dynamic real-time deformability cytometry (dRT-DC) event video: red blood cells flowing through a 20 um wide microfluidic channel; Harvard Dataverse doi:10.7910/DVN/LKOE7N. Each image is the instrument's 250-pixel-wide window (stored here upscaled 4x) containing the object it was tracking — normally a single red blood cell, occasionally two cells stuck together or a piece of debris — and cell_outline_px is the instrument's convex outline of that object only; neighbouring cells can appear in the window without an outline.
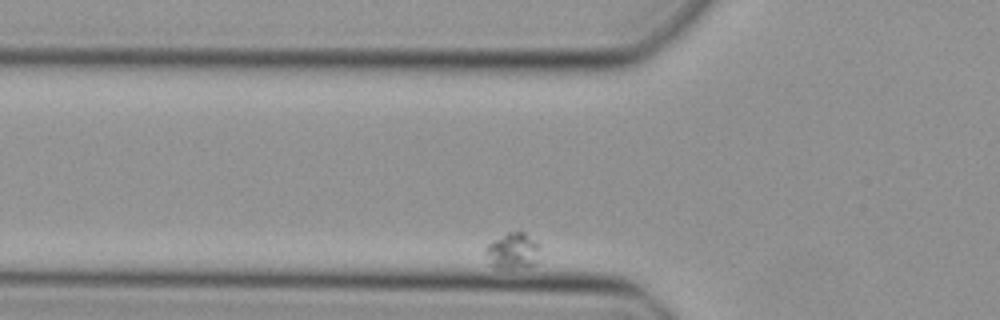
{"species": "Egyptian fruit bat (a non-hibernating species)", "species_latin": "Rousettus aegyptiacus", "temperature_condition": "cold", "stored_images_in_passage": 35, "camera_frame_rate_fps": 3000, "um_per_image_px": 0.085, "animal": {"sex": "female"}, "frame": {"image": 1, "passage_image": 4, "time_ms": 1.0, "image_size_px": [1000, 320], "cell_outline_px": [[540, 260], [536, 264], [528, 268], [496, 268], [492, 264], [484, 252], [484, 248], [492, 240], [508, 232], [524, 232], [540, 244]], "centroid_in_image_um": [43.64, 21.34], "position_along_channel_um": 82.2, "area_um2": 11.79}}
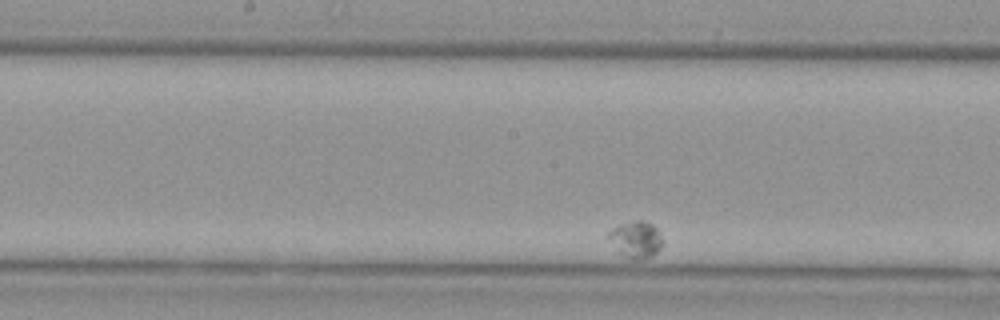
{"frame": {"image": 2, "passage_image": 16, "time_ms": 5.0, "image_size_px": [1000, 320], "cell_outline_px": [[664, 244], [652, 256], [644, 260], [632, 260], [620, 252], [604, 236], [612, 228], [620, 224], [636, 220], [640, 220], [652, 224], [660, 232], [664, 240]], "centroid_in_image_um": [54.06, 20.36], "position_along_channel_um": 194.1, "area_um2": 11.79}}
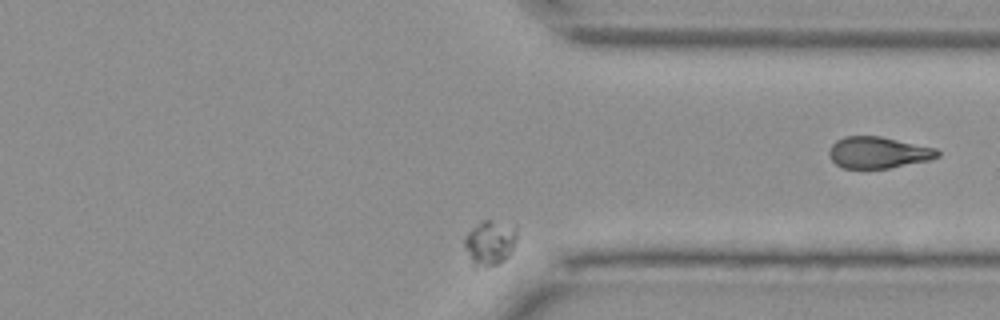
{"frame": {"image": 3, "passage_image": 33, "time_ms": 10.667, "image_size_px": [1000, 320], "cell_outline_px": [[516, 240], [508, 256], [504, 260], [496, 264], [472, 264], [464, 244], [464, 240], [468, 232], [472, 228], [484, 220], [488, 220], [516, 224]], "centroid_in_image_um": [41.67, 20.57], "position_along_channel_um": 369.7, "area_um2": 13.24}}